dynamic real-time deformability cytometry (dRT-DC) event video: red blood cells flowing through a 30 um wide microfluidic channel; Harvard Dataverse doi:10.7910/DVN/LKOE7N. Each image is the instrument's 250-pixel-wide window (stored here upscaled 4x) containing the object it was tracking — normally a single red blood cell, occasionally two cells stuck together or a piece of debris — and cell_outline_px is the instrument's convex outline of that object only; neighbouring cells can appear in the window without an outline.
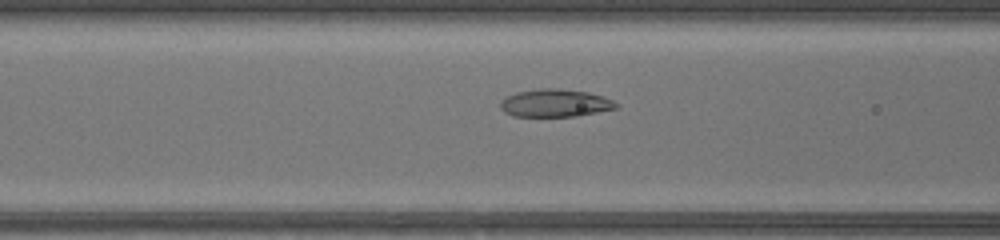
{"species": "common noctule bat (a hibernating species)", "species_latin": "Nyctalus noctula", "temperature_condition": "warm", "stored_images_in_passage": 44, "camera_frame_rate_fps": 3000, "um_per_image_px": 0.085, "animal": {"sex": "female", "body_mass_g": 17.0, "forearm_length_mm": 48.0}, "frame": {"image": 1, "passage_image": 17, "time_ms": 5.333, "image_size_px": [1000, 240], "cell_outline_px": [[620, 108], [576, 116], [512, 116], [504, 112], [500, 108], [500, 100], [516, 92], [540, 88], [560, 88], [588, 92], [604, 96], [620, 104]], "centroid_in_image_um": [47.21, 8.76], "position_along_channel_um": 119.4, "area_um2": 18.96}}
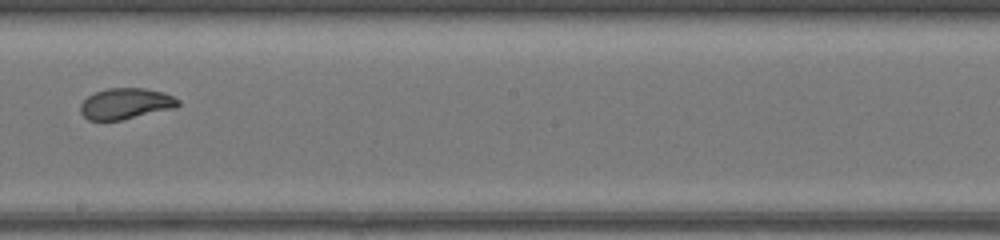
{"frame": {"image": 2, "passage_image": 25, "time_ms": 8.0, "image_size_px": [1000, 240], "cell_outline_px": [[180, 104], [176, 108], [120, 120], [88, 120], [80, 112], [80, 104], [88, 96], [96, 92], [108, 88], [144, 88], [164, 92], [180, 100]], "centroid_in_image_um": [10.7, 8.81], "position_along_channel_um": 237.5, "area_um2": 17.63}}
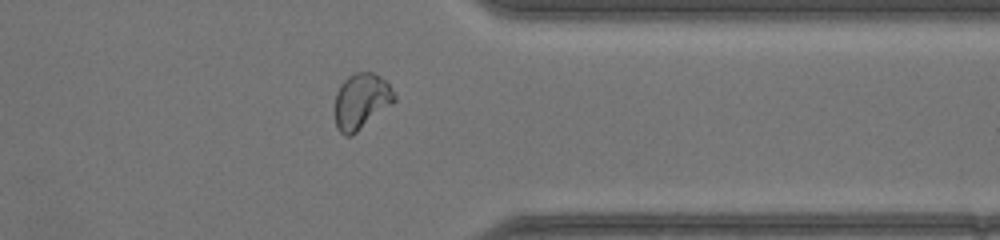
{"frame": {"image": 3, "passage_image": 35, "time_ms": 11.333, "image_size_px": [1000, 240], "cell_outline_px": [[396, 100], [352, 136], [344, 136], [336, 128], [336, 92], [340, 84], [348, 76], [356, 72], [372, 72], [388, 80], [396, 96]], "centroid_in_image_um": [30.72, 8.58], "position_along_channel_um": 380.7, "area_um2": 19.36}}